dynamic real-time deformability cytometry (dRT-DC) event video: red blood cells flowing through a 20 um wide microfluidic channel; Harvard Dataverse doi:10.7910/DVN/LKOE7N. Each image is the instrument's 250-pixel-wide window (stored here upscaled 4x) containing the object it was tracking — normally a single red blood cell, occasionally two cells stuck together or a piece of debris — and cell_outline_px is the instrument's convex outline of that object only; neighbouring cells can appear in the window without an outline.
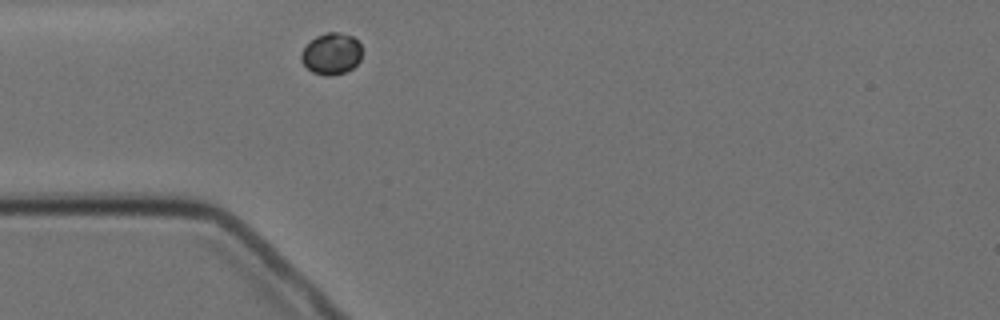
{"species": "Egyptian fruit bat (a non-hibernating species)", "species_latin": "Rousettus aegyptiacus", "temperature_condition": "cold", "stored_images_in_passage": 1, "camera_frame_rate_fps": 3000, "um_per_image_px": 0.085, "animal": {"sex": "female"}, "frame": {"image": 1, "passage_image": 1, "time_ms": 0.0, "image_size_px": [1000, 320], "cell_outline_px": [[360, 60], [352, 68], [344, 72], [332, 76], [328, 76], [312, 72], [300, 60], [300, 52], [316, 36], [328, 32], [340, 32], [352, 36], [360, 44]], "centroid_in_image_um": [28.15, 4.57], "position_along_channel_um": 56.8, "area_um2": 14.57}}